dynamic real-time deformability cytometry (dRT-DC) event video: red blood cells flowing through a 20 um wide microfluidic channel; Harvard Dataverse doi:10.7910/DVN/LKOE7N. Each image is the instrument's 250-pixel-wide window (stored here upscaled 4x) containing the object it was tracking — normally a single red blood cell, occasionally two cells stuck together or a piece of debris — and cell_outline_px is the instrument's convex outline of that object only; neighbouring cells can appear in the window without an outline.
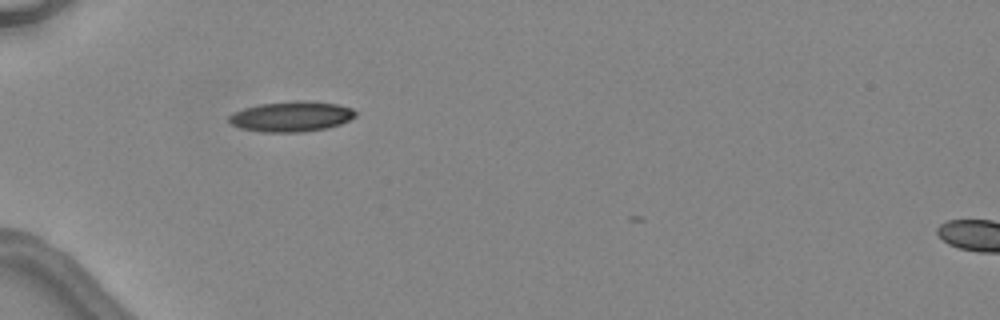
{"species": "common noctule bat (a hibernating species)", "species_latin": "Nyctalus noctula", "temperature_condition": "warm", "stored_images_in_passage": 1, "camera_frame_rate_fps": 3000, "um_per_image_px": 0.085, "animal": {"sex": "female", "body_mass_g": 24.6, "forearm_length_mm": 56.2}, "frame": {"image": 1, "passage_image": 1, "time_ms": 0.0, "image_size_px": [1000, 320], "cell_outline_px": [[356, 116], [340, 124], [328, 128], [304, 132], [264, 132], [240, 128], [232, 124], [228, 120], [228, 116], [232, 112], [244, 108], [260, 104], [296, 100], [304, 100], [336, 104], [352, 108], [356, 112]], "centroid_in_image_um": [24.76, 9.9], "position_along_channel_um": 60.2, "area_um2": 22.43}}